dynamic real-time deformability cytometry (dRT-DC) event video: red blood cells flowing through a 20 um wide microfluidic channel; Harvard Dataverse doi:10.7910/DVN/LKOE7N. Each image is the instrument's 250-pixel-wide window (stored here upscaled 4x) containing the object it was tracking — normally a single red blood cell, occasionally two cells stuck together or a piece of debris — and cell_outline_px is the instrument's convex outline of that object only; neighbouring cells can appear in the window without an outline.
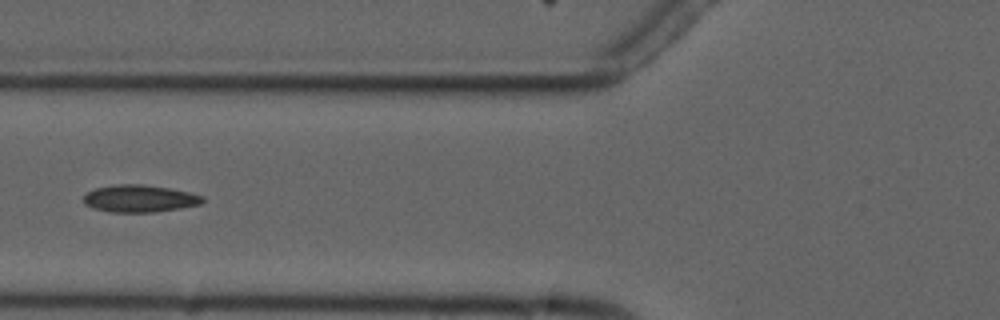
{"species": "common noctule bat (a hibernating species)", "species_latin": "Nyctalus noctula", "temperature_condition": "cold", "stored_images_in_passage": 7, "camera_frame_rate_fps": 3000, "um_per_image_px": 0.085, "animal": {"sex": "male", "forearm_length_mm": 52.5}, "frame": {"image": 1, "passage_image": 7, "time_ms": 6.667, "image_size_px": [1000, 320], "cell_outline_px": [[204, 200], [200, 204], [180, 208], [156, 212], [108, 212], [92, 208], [84, 204], [84, 196], [88, 192], [96, 188], [116, 184], [140, 184], [168, 188], [188, 192], [204, 196]], "centroid_in_image_um": [11.85, 16.88], "position_along_channel_um": 114.0, "area_um2": 18.84}}